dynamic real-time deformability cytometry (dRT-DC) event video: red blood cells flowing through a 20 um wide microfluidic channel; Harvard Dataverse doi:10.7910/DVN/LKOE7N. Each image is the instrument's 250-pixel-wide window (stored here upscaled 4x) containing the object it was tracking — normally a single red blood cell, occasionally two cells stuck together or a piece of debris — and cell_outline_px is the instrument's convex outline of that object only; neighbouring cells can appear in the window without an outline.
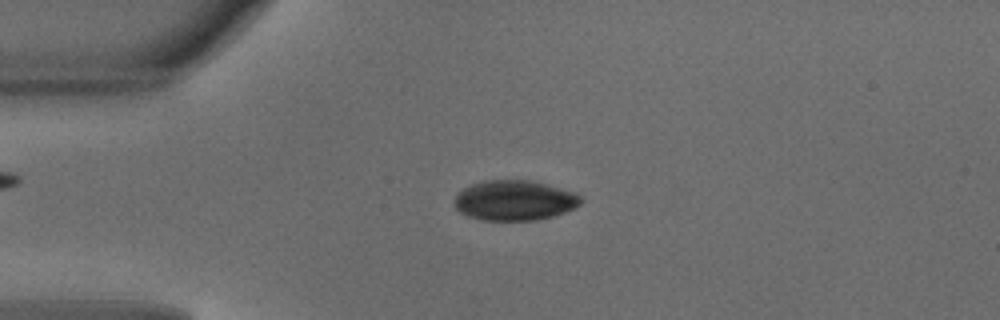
{"species": "common noctule bat (a hibernating species)", "species_latin": "Nyctalus noctula", "temperature_condition": "warm", "stored_images_in_passage": 48, "camera_frame_rate_fps": 3000, "um_per_image_px": 0.085, "animal": {"sex": "male", "body_mass_g": 18.8}, "frame": {"image": 1, "passage_image": 11, "time_ms": 3.333, "image_size_px": [1000, 320], "cell_outline_px": [[584, 200], [576, 208], [552, 216], [536, 220], [480, 220], [468, 216], [460, 212], [456, 208], [456, 192], [472, 184], [484, 180], [532, 180], [576, 192]], "centroid_in_image_um": [43.76, 17.03], "position_along_channel_um": 41.2, "area_um2": 29.71}}
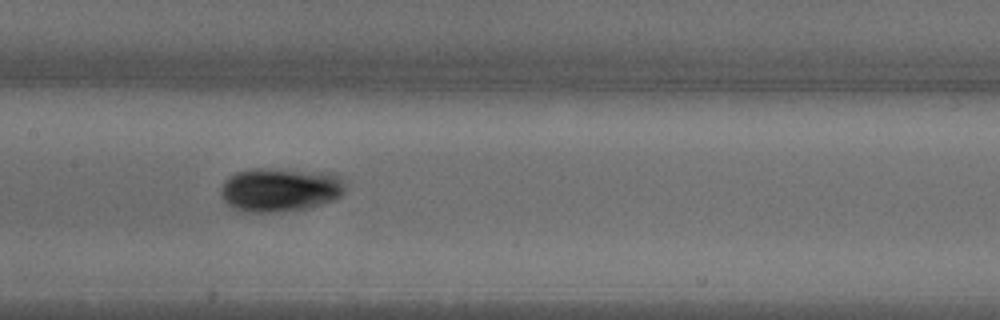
{"frame": {"image": 2, "passage_image": 23, "time_ms": 7.333, "image_size_px": [1000, 320], "cell_outline_px": [[344, 192], [340, 196], [332, 200], [308, 208], [280, 212], [244, 212], [232, 208], [220, 196], [220, 188], [224, 180], [228, 176], [236, 172], [252, 168], [268, 168], [328, 172], [340, 176], [344, 184]], "centroid_in_image_um": [23.76, 16.11], "position_along_channel_um": 183.6, "area_um2": 32.19}}
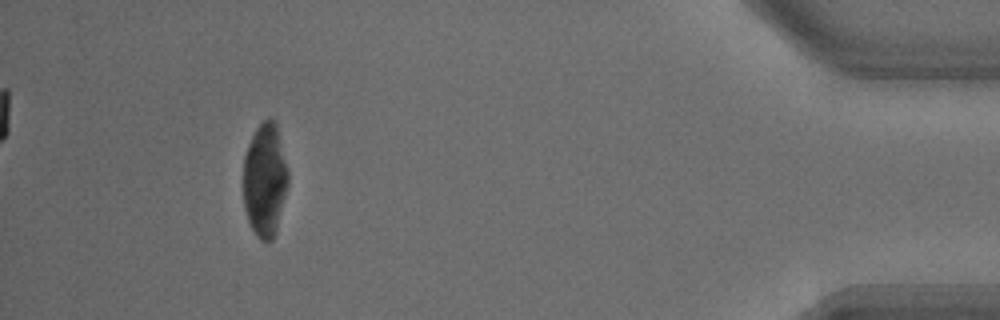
{"frame": {"image": 3, "passage_image": 44, "time_ms": 14.333, "image_size_px": [1000, 320], "cell_outline_px": [[288, 184], [276, 232], [272, 240], [260, 240], [256, 236], [248, 220], [244, 208], [244, 156], [248, 144], [256, 128], [268, 116], [276, 124], [288, 172]], "centroid_in_image_um": [22.51, 15.31], "position_along_channel_um": 412.7, "area_um2": 29.36}, "authors_computed_cell_mechanics": {"area_um2": 29.5069, "velocity_mm_per_s": 4.1488, "shape_relaxation_time_tau1_ms": 2.552, "shape_relaxation_time_tau2_ms": null, "deformation_change_tau1": 0.1248, "deformation_change_tau2": null}}